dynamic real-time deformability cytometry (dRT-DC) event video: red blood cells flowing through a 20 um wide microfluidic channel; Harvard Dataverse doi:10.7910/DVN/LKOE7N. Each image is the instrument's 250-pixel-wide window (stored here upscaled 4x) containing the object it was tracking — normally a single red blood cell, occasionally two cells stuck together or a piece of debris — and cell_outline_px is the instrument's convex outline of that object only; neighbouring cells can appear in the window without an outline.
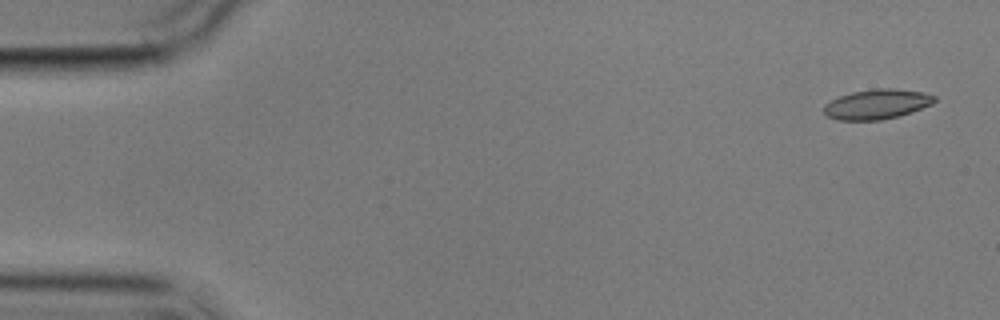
{"species": "common noctule bat (a hibernating species)", "species_latin": "Nyctalus noctula", "temperature_condition": "cold", "stored_images_in_passage": 5, "camera_frame_rate_fps": 3000, "um_per_image_px": 0.085, "animal": {"sex": "male", "body_mass_g": 17.9}, "frame": {"image": 1, "passage_image": 1, "time_ms": 0.0, "image_size_px": [1000, 320], "cell_outline_px": [[936, 100], [932, 104], [912, 112], [900, 116], [880, 120], [836, 120], [828, 116], [824, 112], [824, 104], [840, 96], [852, 92], [876, 88], [892, 88], [924, 92], [936, 96]], "centroid_in_image_um": [74.56, 8.85], "position_along_channel_um": 10.4, "area_um2": 19.31}}
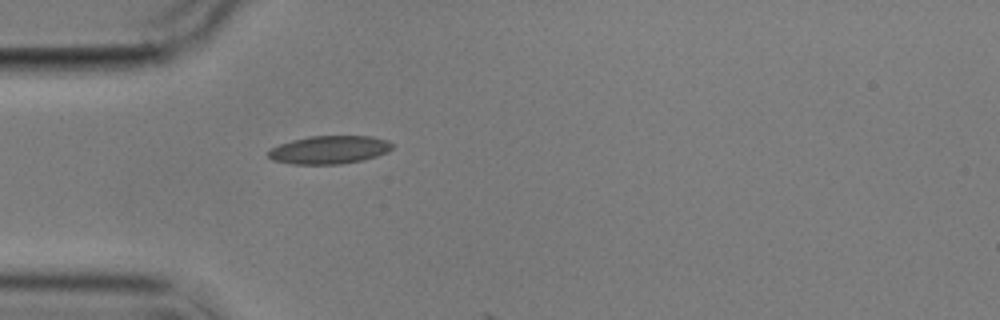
{"frame": {"image": 2, "passage_image": 5, "time_ms": 4.667, "image_size_px": [1000, 320], "cell_outline_px": [[392, 148], [388, 152], [364, 160], [340, 164], [292, 164], [272, 160], [268, 156], [268, 152], [272, 148], [280, 144], [292, 140], [308, 136], [372, 136], [388, 140], [392, 144]], "centroid_in_image_um": [28.0, 12.73], "position_along_channel_um": 57.0, "area_um2": 20.35}}